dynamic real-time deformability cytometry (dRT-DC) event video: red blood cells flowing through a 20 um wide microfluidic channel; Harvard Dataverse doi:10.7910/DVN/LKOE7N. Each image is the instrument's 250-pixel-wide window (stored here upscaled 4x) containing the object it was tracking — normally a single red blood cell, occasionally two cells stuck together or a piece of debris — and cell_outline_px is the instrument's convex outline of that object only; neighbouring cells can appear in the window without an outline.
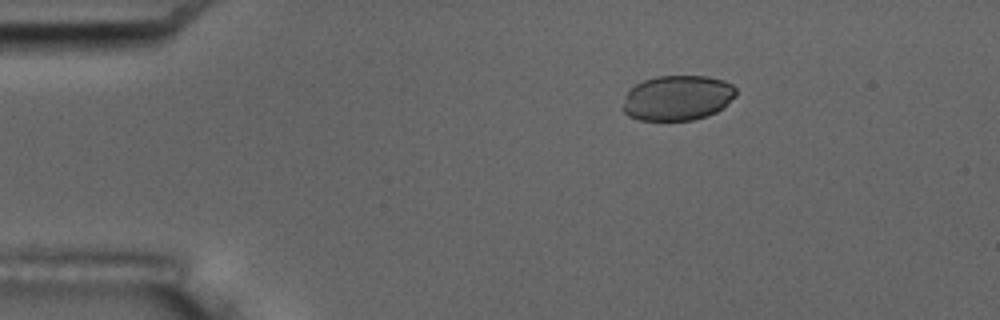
{"species": "common noctule bat (a hibernating species)", "species_latin": "Nyctalus noctula", "temperature_condition": "room temperature", "stored_images_in_passage": 3, "camera_frame_rate_fps": 3000, "um_per_image_px": 0.085, "animal": {"sex": "male", "body_mass_g": 17.5, "forearm_length_mm": 52.3}, "frame": {"image": 1, "passage_image": 1, "time_ms": 0.0, "image_size_px": [1000, 320], "cell_outline_px": [[736, 96], [724, 108], [708, 116], [692, 120], [640, 120], [628, 116], [624, 112], [624, 104], [628, 92], [636, 84], [644, 80], [656, 76], [708, 76], [724, 80], [732, 84], [736, 88]], "centroid_in_image_um": [57.64, 8.32], "position_along_channel_um": 27.4, "area_um2": 29.82}}